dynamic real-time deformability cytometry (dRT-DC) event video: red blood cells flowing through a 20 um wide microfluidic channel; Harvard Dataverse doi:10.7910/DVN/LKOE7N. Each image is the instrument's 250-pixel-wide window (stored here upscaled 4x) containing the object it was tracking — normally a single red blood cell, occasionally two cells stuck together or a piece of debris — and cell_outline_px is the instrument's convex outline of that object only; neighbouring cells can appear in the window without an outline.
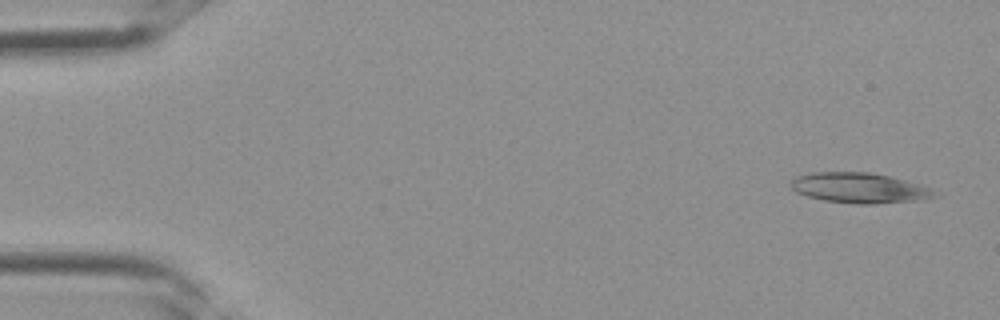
{"species": "Egyptian fruit bat (a non-hibernating species)", "species_latin": "Rousettus aegyptiacus", "temperature_condition": "room temperature", "stored_images_in_passage": 3, "camera_frame_rate_fps": 3000, "um_per_image_px": 0.085, "frame": {"image": 1, "passage_image": 1, "time_ms": 0.0, "image_size_px": [1000, 320], "cell_outline_px": [[940, 196], [920, 200], [876, 204], [856, 204], [824, 200], [808, 196], [796, 192], [788, 184], [796, 176], [812, 172], [868, 172], [888, 176], [924, 184], [940, 192]], "centroid_in_image_um": [73.13, 15.98], "position_along_channel_um": 11.9, "area_um2": 25.78}}
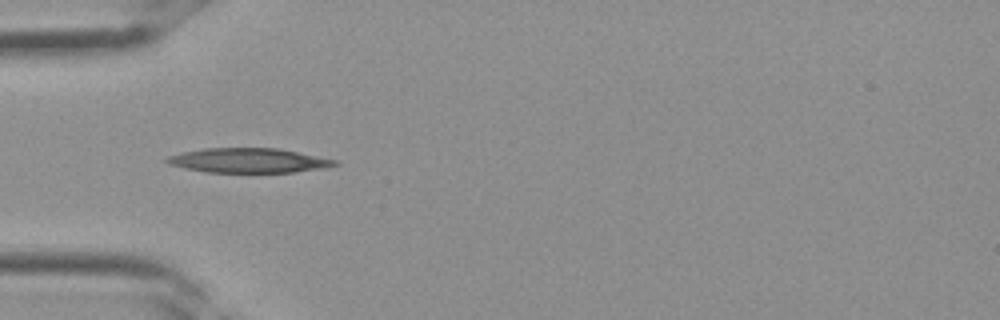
{"frame": {"image": 2, "passage_image": 3, "time_ms": 0.667, "image_size_px": [1000, 320], "cell_outline_px": [[340, 164], [324, 168], [296, 172], [204, 172], [184, 168], [168, 164], [164, 160], [168, 156], [180, 152], [204, 148], [280, 148], [336, 160]], "centroid_in_image_um": [21.1, 13.64], "position_along_channel_um": 63.9, "area_um2": 24.16}}